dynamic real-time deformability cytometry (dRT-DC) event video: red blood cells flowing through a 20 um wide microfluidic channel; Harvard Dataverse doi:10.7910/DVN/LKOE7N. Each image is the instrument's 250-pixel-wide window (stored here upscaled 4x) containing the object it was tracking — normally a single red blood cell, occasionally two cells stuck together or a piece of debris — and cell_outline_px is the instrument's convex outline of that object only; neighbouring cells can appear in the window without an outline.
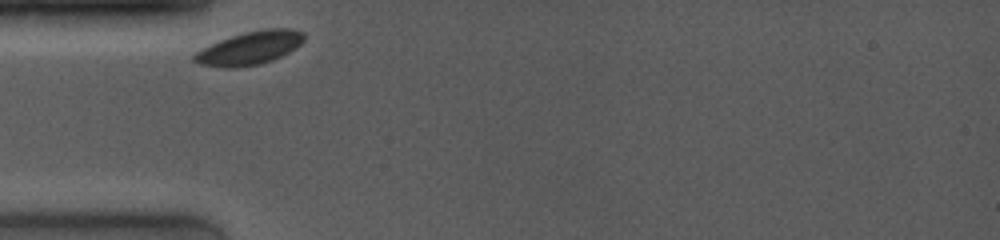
{"species": "common noctule bat (a hibernating species)", "species_latin": "Nyctalus noctula", "temperature_condition": "room temperature", "stored_images_in_passage": 2, "camera_frame_rate_fps": 4000, "um_per_image_px": 0.085, "animal": {"sex": "female", "body_mass_g": 19.0, "forearm_length_mm": 53.3}, "frame": {"image": 1, "passage_image": 1, "time_ms": 0.0, "image_size_px": [1000, 240], "cell_outline_px": [[304, 40], [296, 48], [272, 60], [260, 64], [232, 68], [224, 68], [200, 64], [192, 60], [192, 56], [196, 52], [220, 40], [244, 32], [268, 28], [288, 28], [304, 32]], "centroid_in_image_um": [21.24, 4.08], "position_along_channel_um": 63.8, "area_um2": 21.1}}